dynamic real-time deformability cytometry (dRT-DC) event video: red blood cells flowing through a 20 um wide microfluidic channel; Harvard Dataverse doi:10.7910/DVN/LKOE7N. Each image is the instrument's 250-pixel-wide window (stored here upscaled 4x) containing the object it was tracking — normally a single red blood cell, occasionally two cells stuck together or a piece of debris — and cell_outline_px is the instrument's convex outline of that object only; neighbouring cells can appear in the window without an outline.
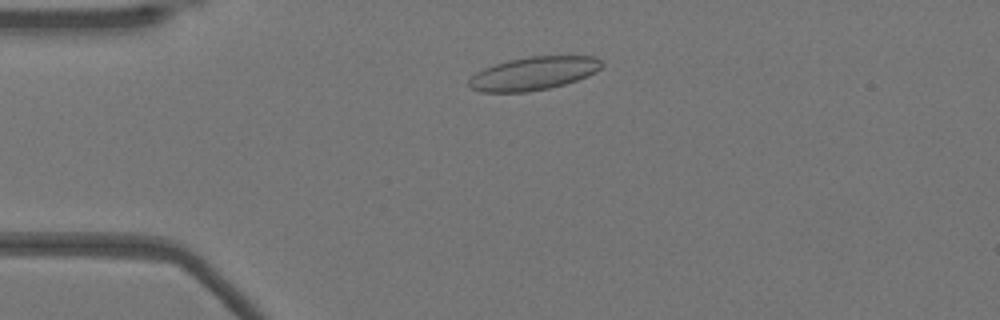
{"species": "Egyptian fruit bat (a non-hibernating species)", "species_latin": "Rousettus aegyptiacus", "temperature_condition": "warm", "stored_images_in_passage": 49, "camera_frame_rate_fps": 3000, "um_per_image_px": 0.085, "animal": {"sex": "female"}, "frame": {"image": 1, "passage_image": 9, "time_ms": 2.667, "image_size_px": [1000, 320], "cell_outline_px": [[604, 64], [596, 72], [588, 76], [564, 84], [548, 88], [528, 92], [480, 92], [472, 88], [468, 84], [468, 80], [476, 72], [484, 68], [508, 60], [528, 56], [596, 56]], "centroid_in_image_um": [45.36, 6.24], "position_along_channel_um": 39.6, "area_um2": 25.72}}
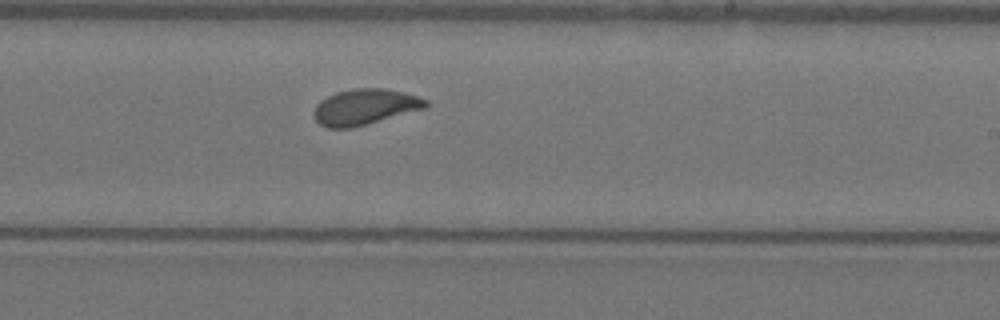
{"frame": {"image": 2, "passage_image": 28, "time_ms": 9.0, "image_size_px": [1000, 320], "cell_outline_px": [[428, 108], [352, 128], [328, 128], [320, 124], [316, 120], [312, 112], [316, 104], [320, 100], [336, 92], [356, 88], [384, 88], [404, 92], [428, 100]], "centroid_in_image_um": [31.02, 9.09], "position_along_channel_um": 258.0, "area_um2": 23.52}}
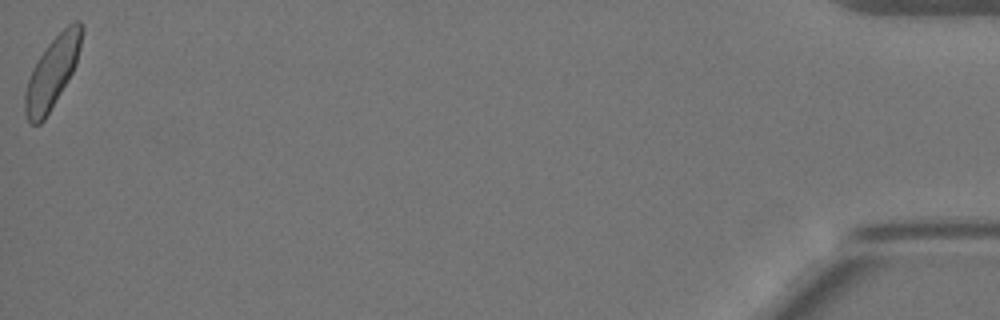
{"frame": {"image": 3, "passage_image": 49, "time_ms": 16.0, "image_size_px": [1000, 320], "cell_outline_px": [[84, 28], [76, 64], [68, 80], [44, 120], [40, 124], [32, 124], [28, 120], [24, 112], [24, 92], [32, 68], [36, 60], [44, 48], [68, 24], [76, 20], [80, 20], [84, 24]], "centroid_in_image_um": [4.43, 6.13], "position_along_channel_um": 430.8, "area_um2": 23.41}, "authors_computed_cell_mechanics": {"area_um2": 23.1778, "velocity_mm_per_s": 3.8793, "shape_relaxation_time_tau1_ms": 4.8587, "shape_relaxation_time_tau2_ms": 0.7546, "deformation_change_tau1": 0.1269, "deformation_change_tau2": 0.0609}}